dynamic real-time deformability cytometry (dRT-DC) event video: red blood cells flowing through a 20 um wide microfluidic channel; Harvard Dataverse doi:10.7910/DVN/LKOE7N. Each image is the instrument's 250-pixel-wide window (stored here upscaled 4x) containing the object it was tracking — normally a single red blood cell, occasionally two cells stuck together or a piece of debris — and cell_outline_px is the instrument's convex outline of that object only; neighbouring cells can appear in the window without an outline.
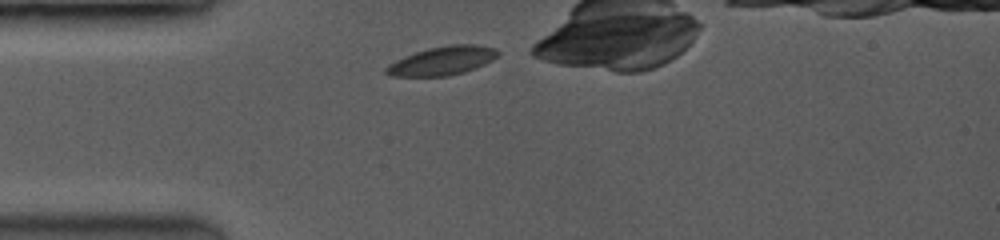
{"species": "common noctule bat (a hibernating species)", "species_latin": "Nyctalus noctula", "temperature_condition": "room temperature", "stored_images_in_passage": 9, "camera_frame_rate_fps": 3500, "um_per_image_px": 0.085, "animal": {"sex": "female", "body_mass_g": 19.0, "forearm_length_mm": 53.3}, "frame": {"image": 1, "passage_image": 1, "time_ms": 0.0, "image_size_px": [1000, 240], "cell_outline_px": [[500, 52], [492, 60], [484, 64], [464, 72], [444, 76], [392, 76], [384, 72], [384, 68], [396, 60], [416, 52], [428, 48], [452, 44], [476, 44], [496, 48]], "centroid_in_image_um": [37.6, 5.15], "position_along_channel_um": 47.4, "area_um2": 18.5}}
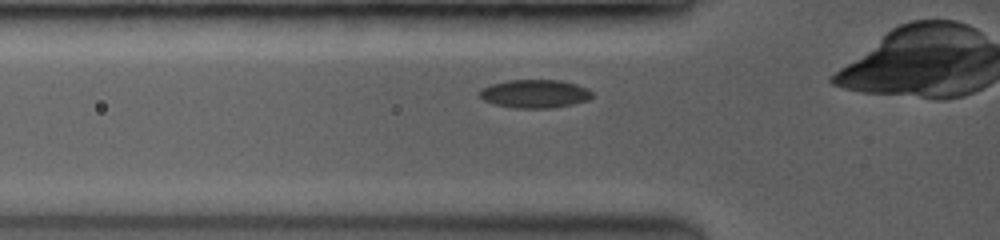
{"frame": {"image": 2, "passage_image": 7, "time_ms": 1.143, "image_size_px": [1000, 240], "cell_outline_px": [[592, 96], [588, 100], [572, 104], [548, 108], [516, 108], [496, 104], [484, 100], [480, 96], [480, 88], [492, 84], [508, 80], [560, 80], [576, 84], [592, 92]], "centroid_in_image_um": [45.44, 7.96], "position_along_channel_um": 80.4, "area_um2": 18.32}}